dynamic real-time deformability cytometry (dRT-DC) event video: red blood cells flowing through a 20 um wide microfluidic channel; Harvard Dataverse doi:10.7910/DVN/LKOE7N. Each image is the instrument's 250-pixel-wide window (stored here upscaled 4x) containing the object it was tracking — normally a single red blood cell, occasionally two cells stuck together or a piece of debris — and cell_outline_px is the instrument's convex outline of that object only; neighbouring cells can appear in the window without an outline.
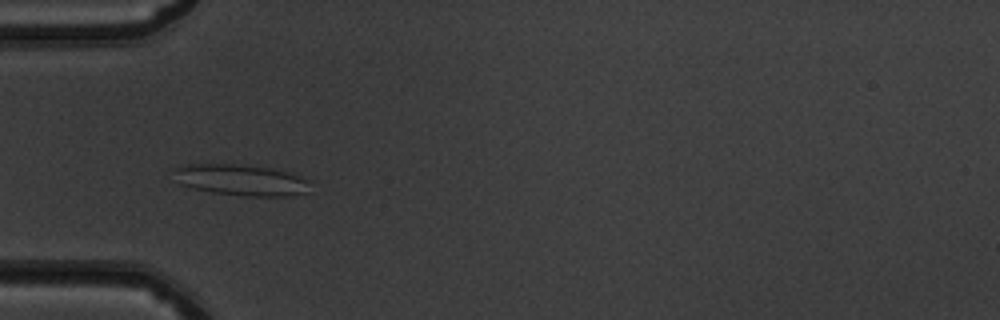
{"species": "common noctule bat (a hibernating species)", "species_latin": "Nyctalus noctula", "temperature_condition": "warm", "stored_images_in_passage": 51, "camera_frame_rate_fps": 3000, "um_per_image_px": 0.085, "animal": {"sex": "male", "body_mass_g": 19.5, "forearm_length_mm": 54.6}, "frame": {"image": 1, "passage_image": 17, "time_ms": 5.333, "image_size_px": [1000, 320], "cell_outline_px": [[312, 180], [308, 192], [284, 196], [244, 196], [212, 192], [192, 188], [180, 184], [172, 168], [188, 164], [232, 164], [268, 168], [300, 176]], "centroid_in_image_um": [20.49, 15.31], "position_along_channel_um": 64.5, "area_um2": 24.57}}
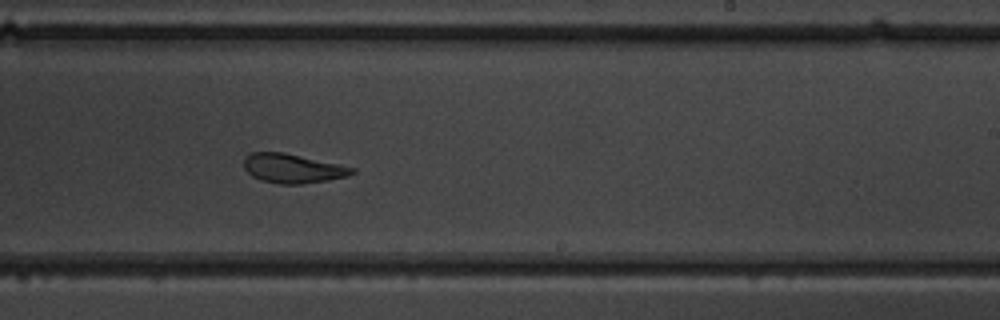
{"frame": {"image": 2, "passage_image": 32, "time_ms": 10.333, "image_size_px": [1000, 320], "cell_outline_px": [[356, 172], [348, 176], [328, 180], [300, 184], [280, 184], [260, 180], [252, 176], [244, 168], [244, 156], [252, 152], [284, 152], [340, 164], [356, 168]], "centroid_in_image_um": [24.89, 14.31], "position_along_channel_um": 264.1, "area_um2": 18.55}}
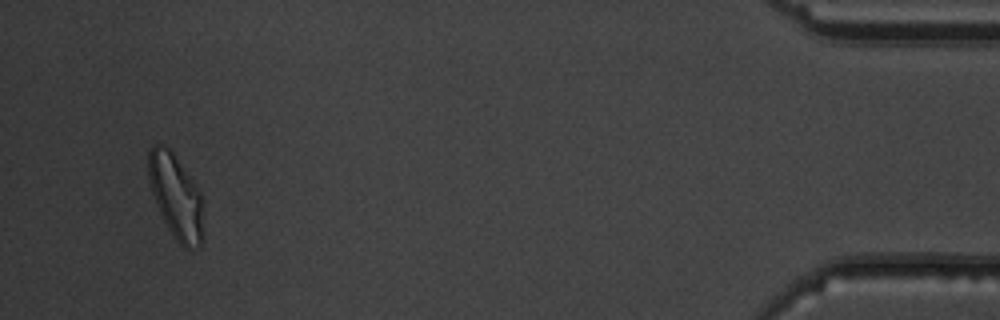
{"frame": {"image": 3, "passage_image": 49, "time_ms": 16.0, "image_size_px": [1000, 320], "cell_outline_px": [[204, 240], [200, 248], [184, 248], [172, 236], [156, 204], [148, 180], [148, 152], [152, 144], [164, 144], [172, 152], [192, 180], [200, 192]], "centroid_in_image_um": [14.94, 16.73], "position_along_channel_um": 420.3, "area_um2": 26.93}, "authors_computed_cell_mechanics": {"area_um2": 22.6576, "velocity_mm_per_s": 4.0274, "shape_relaxation_time_tau1_ms": 10.7417, "shape_relaxation_time_tau2_ms": 2.07, "deformation_change_tau1": 0.2786, "deformation_change_tau2": 0.1004}}